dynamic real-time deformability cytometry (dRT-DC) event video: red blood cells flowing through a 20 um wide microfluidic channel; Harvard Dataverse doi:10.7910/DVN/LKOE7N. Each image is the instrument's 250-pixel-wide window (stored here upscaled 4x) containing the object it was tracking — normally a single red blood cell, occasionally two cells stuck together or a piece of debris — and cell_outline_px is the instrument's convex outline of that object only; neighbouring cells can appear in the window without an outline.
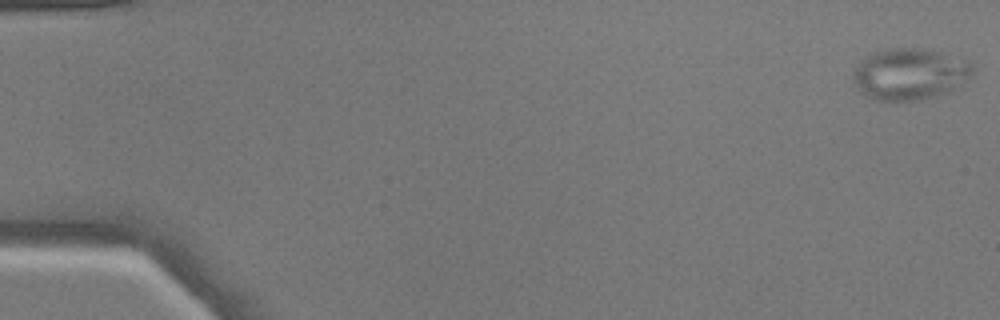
{"species": "common noctule bat (a hibernating species)", "species_latin": "Nyctalus noctula", "temperature_condition": "warm", "stored_images_in_passage": 8, "segment_of_instrument_passage": [1, 2], "camera_frame_rate_fps": 3000, "um_per_image_px": 0.085, "animal": {"sex": "male", "body_mass_g": 17.9}, "frame": {"image": 1, "passage_image": 1, "time_ms": 0.0, "image_size_px": [1000, 320], "cell_outline_px": [[972, 76], [948, 92], [936, 96], [916, 100], [872, 100], [864, 96], [860, 92], [852, 80], [852, 72], [868, 56], [876, 52], [888, 48], [916, 48], [940, 52], [968, 60], [972, 64]], "centroid_in_image_um": [77.32, 6.31], "position_along_channel_um": 7.7, "area_um2": 35.66}}